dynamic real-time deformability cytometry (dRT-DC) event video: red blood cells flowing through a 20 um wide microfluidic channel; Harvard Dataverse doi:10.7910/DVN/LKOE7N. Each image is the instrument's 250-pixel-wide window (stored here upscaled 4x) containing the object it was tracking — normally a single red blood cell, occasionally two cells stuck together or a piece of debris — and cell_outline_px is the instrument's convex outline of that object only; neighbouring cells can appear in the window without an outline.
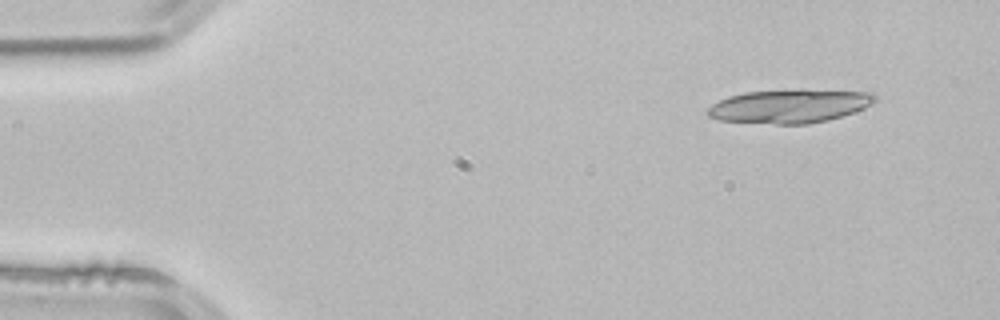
{"species": "common noctule bat (a hibernating species)", "species_latin": "Nyctalus noctula", "temperature_condition": "room temperature", "stored_images_in_passage": 4, "segment_of_instrument_passage": [1, 2], "camera_frame_rate_fps": 3000, "um_per_image_px": 0.085, "animal": {"sex": "male", "body_mass_g": 21.5, "forearm_length_mm": 52.0}, "frame": {"image": 1, "passage_image": 1, "time_ms": 0.0, "image_size_px": [1000, 320], "cell_outline_px": [[876, 100], [872, 104], [864, 108], [828, 120], [808, 124], [776, 124], [720, 120], [708, 116], [704, 112], [712, 104], [728, 96], [744, 92], [872, 92], [876, 96]], "centroid_in_image_um": [67.03, 9.07], "position_along_channel_um": 18.0, "area_um2": 31.44}}